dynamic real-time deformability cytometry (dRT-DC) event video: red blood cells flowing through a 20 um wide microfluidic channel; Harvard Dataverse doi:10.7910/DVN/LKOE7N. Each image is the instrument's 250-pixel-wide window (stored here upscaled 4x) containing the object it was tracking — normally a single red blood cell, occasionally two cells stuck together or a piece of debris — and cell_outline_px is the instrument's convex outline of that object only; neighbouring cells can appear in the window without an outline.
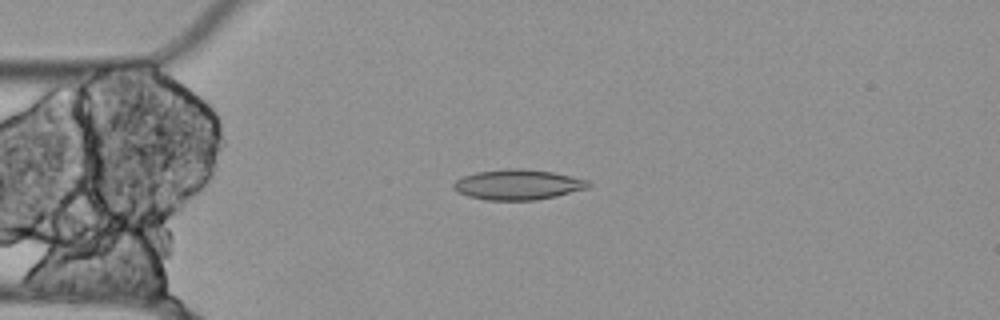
{"species": "Egyptian fruit bat (a non-hibernating species)", "species_latin": "Rousettus aegyptiacus", "temperature_condition": "cold", "stored_images_in_passage": 55, "camera_frame_rate_fps": 3000, "um_per_image_px": 0.085, "animal": {"sex": "female"}, "frame": {"image": 1, "passage_image": 13, "time_ms": 4.0, "image_size_px": [1000, 320], "cell_outline_px": [[592, 184], [588, 188], [556, 196], [536, 200], [488, 200], [468, 196], [452, 188], [452, 184], [456, 180], [464, 176], [476, 172], [508, 168], [524, 168], [552, 172], [588, 180]], "centroid_in_image_um": [44.03, 15.69], "position_along_channel_um": 41.0, "area_um2": 23.76}}
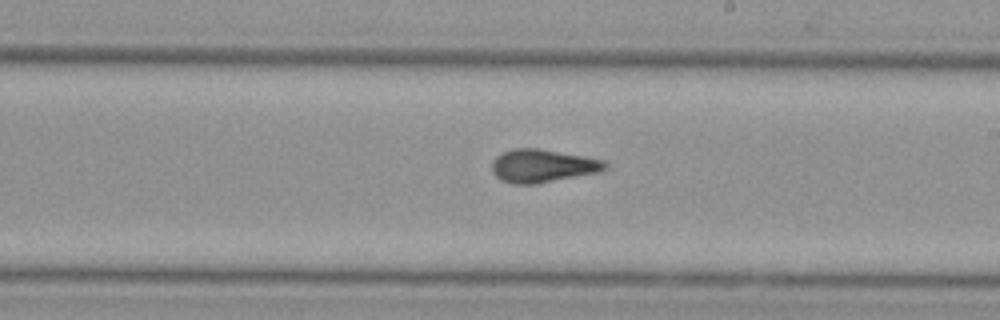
{"frame": {"image": 2, "passage_image": 31, "time_ms": 10.0, "image_size_px": [1000, 320], "cell_outline_px": [[608, 168], [600, 172], [536, 184], [512, 184], [500, 180], [492, 172], [492, 160], [496, 156], [504, 152], [516, 148], [536, 148], [584, 156], [604, 160], [608, 164]], "centroid_in_image_um": [46.12, 14.11], "position_along_channel_um": 242.9, "area_um2": 21.91}}
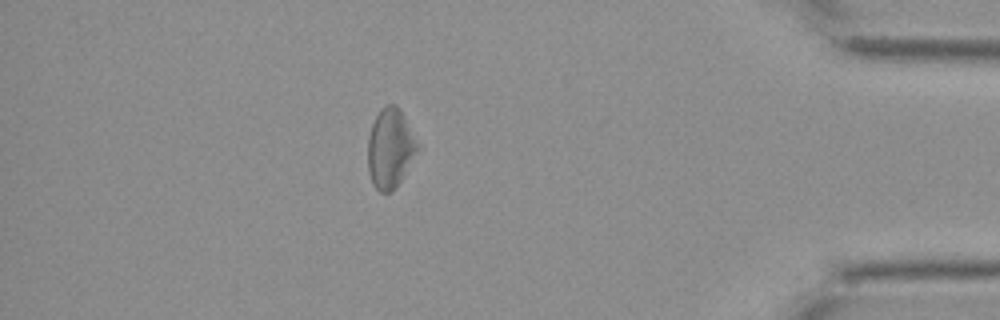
{"frame": {"image": 3, "passage_image": 48, "time_ms": 15.667, "image_size_px": [1000, 320], "cell_outline_px": [[420, 148], [400, 180], [392, 192], [380, 192], [372, 184], [368, 172], [368, 136], [372, 124], [380, 108], [384, 104], [396, 104], [400, 108], [420, 144]], "centroid_in_image_um": [33.17, 12.57], "position_along_channel_um": 402.0, "area_um2": 23.29}, "authors_computed_cell_mechanics": {"area_um2": 22.4842, "velocity_mm_per_s": 3.5288, "shape_relaxation_time_tau1_ms": null, "shape_relaxation_time_tau2_ms": 4.3109, "deformation_change_tau1": null, "deformation_change_tau2": 0.1351}}